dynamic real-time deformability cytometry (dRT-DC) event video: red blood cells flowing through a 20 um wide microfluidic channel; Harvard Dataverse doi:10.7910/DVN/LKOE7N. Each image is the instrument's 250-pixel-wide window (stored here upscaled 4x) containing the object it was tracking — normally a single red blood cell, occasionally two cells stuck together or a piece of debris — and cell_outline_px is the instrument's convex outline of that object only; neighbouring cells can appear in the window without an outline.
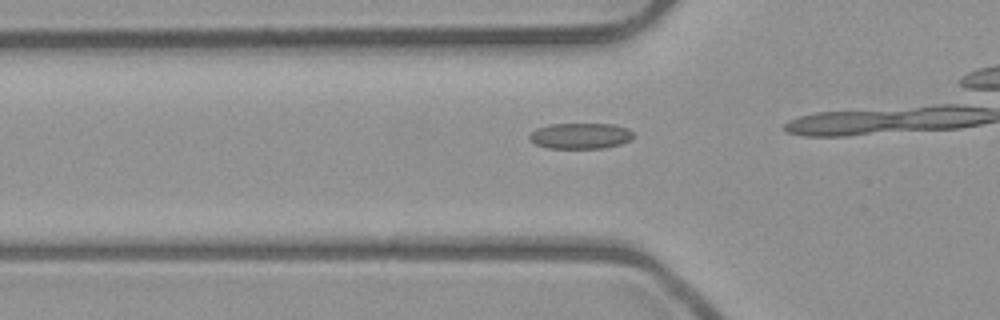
{"species": "common noctule bat (a hibernating species)", "species_latin": "Nyctalus noctula", "temperature_condition": "room temperature", "stored_images_in_passage": 6, "camera_frame_rate_fps": 3000, "um_per_image_px": 0.085, "animal": {"sex": "male", "body_mass_g": 23.1, "forearm_length_mm": 52.7}, "frame": {"image": 1, "passage_image": 4, "time_ms": 1.0, "image_size_px": [1000, 320], "cell_outline_px": [[632, 136], [628, 140], [620, 144], [604, 148], [548, 148], [536, 144], [528, 140], [528, 136], [536, 128], [548, 124], [616, 124], [628, 128], [632, 132]], "centroid_in_image_um": [49.29, 11.54], "position_along_channel_um": 76.5, "area_um2": 15.66}}